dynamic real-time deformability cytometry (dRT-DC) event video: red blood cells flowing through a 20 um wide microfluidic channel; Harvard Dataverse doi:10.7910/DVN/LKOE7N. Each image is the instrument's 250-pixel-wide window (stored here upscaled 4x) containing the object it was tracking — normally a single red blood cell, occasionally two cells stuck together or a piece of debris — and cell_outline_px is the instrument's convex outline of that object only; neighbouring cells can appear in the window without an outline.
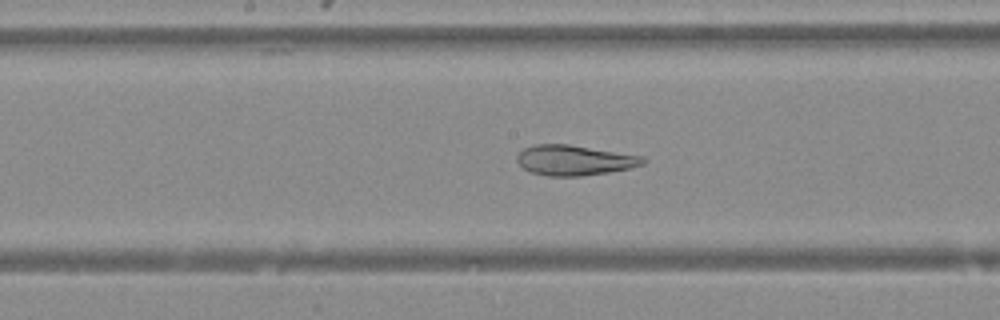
{"species": "Egyptian fruit bat (a non-hibernating species)", "species_latin": "Rousettus aegyptiacus", "temperature_condition": "warm", "stored_images_in_passage": 38, "camera_frame_rate_fps": 3000, "um_per_image_px": 0.085, "animal": {"sex": "female"}, "frame": {"image": 1, "passage_image": 20, "time_ms": 6.333, "image_size_px": [1000, 320], "cell_outline_px": [[648, 160], [644, 164], [628, 168], [608, 172], [580, 176], [548, 176], [532, 172], [524, 168], [516, 160], [516, 156], [524, 148], [532, 144], [568, 144], [644, 156]], "centroid_in_image_um": [48.83, 13.61], "position_along_channel_um": 199.4, "area_um2": 22.14}}
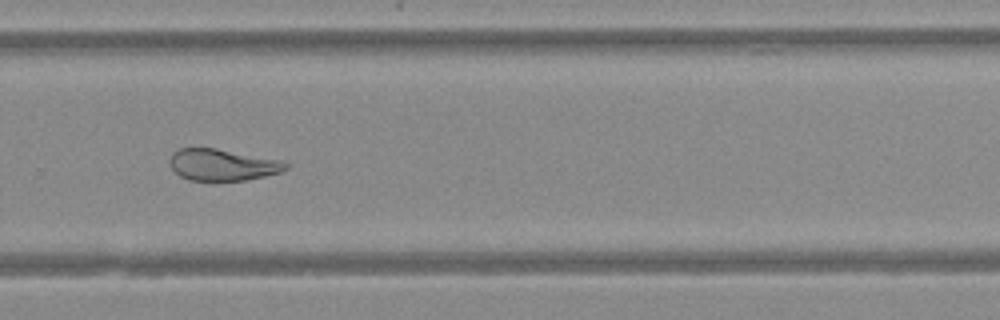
{"frame": {"image": 2, "passage_image": 28, "time_ms": 9.0, "image_size_px": [1000, 320], "cell_outline_px": [[288, 168], [280, 172], [264, 176], [244, 180], [216, 184], [188, 180], [180, 176], [172, 168], [168, 160], [172, 152], [180, 148], [216, 148], [280, 160], [288, 164]], "centroid_in_image_um": [18.85, 14.05], "position_along_channel_um": 310.9, "area_um2": 22.02}}
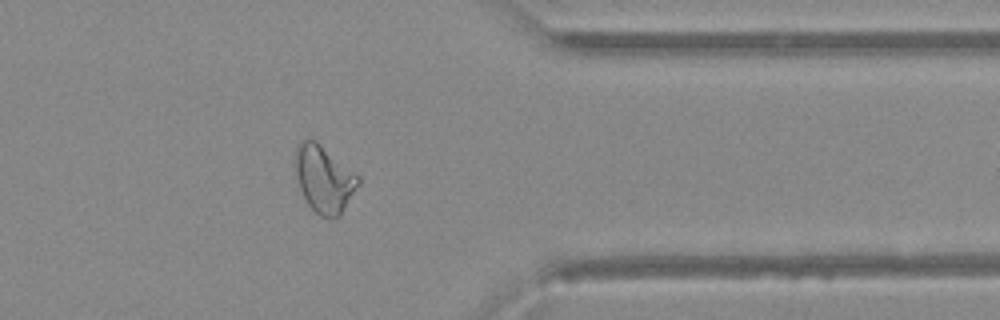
{"frame": {"image": 3, "passage_image": 34, "time_ms": 11.0, "image_size_px": [1000, 320], "cell_outline_px": [[360, 184], [340, 216], [320, 216], [308, 204], [300, 188], [292, 164], [292, 160], [296, 144], [304, 140], [316, 140], [360, 176]], "centroid_in_image_um": [27.52, 15.17], "position_along_channel_um": 383.9, "area_um2": 24.85}}